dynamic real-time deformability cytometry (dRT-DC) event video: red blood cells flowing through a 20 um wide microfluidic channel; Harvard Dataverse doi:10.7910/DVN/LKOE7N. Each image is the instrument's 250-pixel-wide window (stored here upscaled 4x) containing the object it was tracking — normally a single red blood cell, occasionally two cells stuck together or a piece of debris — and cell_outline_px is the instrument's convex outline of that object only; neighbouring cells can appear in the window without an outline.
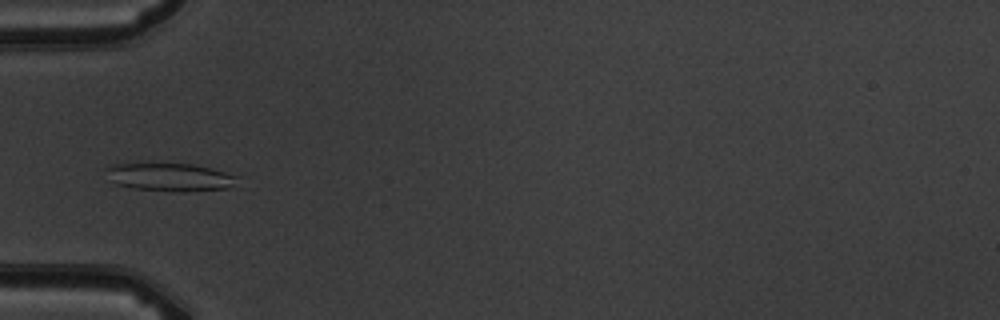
{"species": "common noctule bat (a hibernating species)", "species_latin": "Nyctalus noctula", "temperature_condition": "warm", "stored_images_in_passage": 4, "camera_frame_rate_fps": 3000, "um_per_image_px": 0.085, "animal": {"sex": "male", "body_mass_g": 19.5, "forearm_length_mm": 54.6}, "frame": {"image": 1, "passage_image": 4, "time_ms": 4.333, "image_size_px": [1000, 320], "cell_outline_px": [[240, 176], [228, 188], [184, 192], [172, 192], [132, 188], [116, 184], [108, 180], [104, 168], [112, 164], [192, 164], [212, 168]], "centroid_in_image_um": [14.4, 15.06], "position_along_channel_um": 70.6, "area_um2": 21.62}}